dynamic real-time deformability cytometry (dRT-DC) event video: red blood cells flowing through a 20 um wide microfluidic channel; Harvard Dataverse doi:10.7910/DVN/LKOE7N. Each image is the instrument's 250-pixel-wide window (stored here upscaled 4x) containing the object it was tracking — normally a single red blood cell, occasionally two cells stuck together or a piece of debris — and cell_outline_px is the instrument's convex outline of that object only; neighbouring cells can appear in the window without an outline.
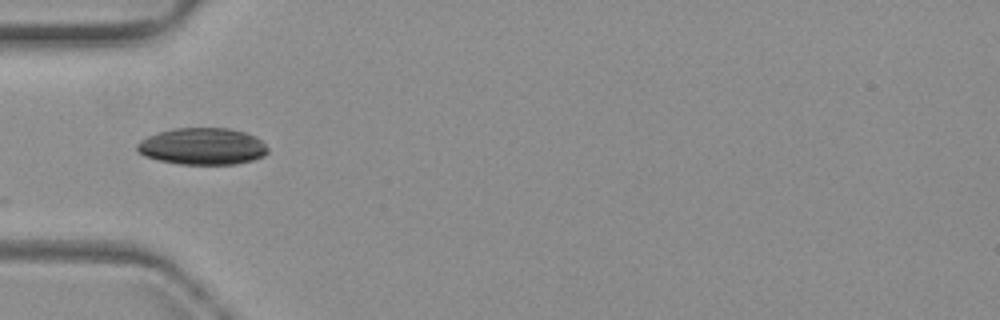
{"species": "common noctule bat (a hibernating species)", "species_latin": "Nyctalus noctula", "temperature_condition": "warm", "stored_images_in_passage": 6, "camera_frame_rate_fps": 3000, "um_per_image_px": 0.085, "animal": {"sex": "female", "body_mass_g": 19.3, "forearm_length_mm": 54.1}, "frame": {"image": 1, "passage_image": 2, "time_ms": 1.333, "image_size_px": [1000, 320], "cell_outline_px": [[268, 152], [264, 156], [252, 160], [236, 164], [176, 164], [144, 156], [136, 148], [136, 144], [140, 140], [148, 136], [160, 132], [176, 128], [228, 128], [244, 132], [256, 136], [268, 148]], "centroid_in_image_um": [17.21, 12.44], "position_along_channel_um": 67.8, "area_um2": 27.98}}